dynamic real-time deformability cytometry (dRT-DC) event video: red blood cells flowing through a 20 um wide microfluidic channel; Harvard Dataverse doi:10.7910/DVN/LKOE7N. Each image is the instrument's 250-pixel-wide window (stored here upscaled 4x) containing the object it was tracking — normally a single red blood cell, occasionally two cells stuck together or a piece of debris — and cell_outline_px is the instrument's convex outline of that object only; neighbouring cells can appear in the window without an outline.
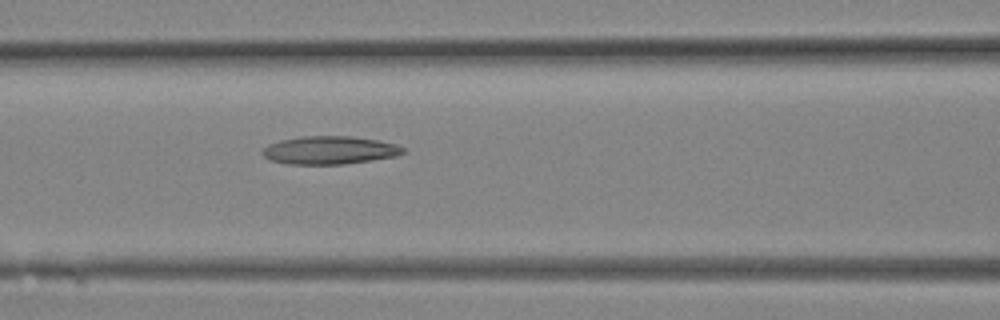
{"species": "Egyptian fruit bat (a non-hibernating species)", "species_latin": "Rousettus aegyptiacus", "temperature_condition": "room temperature", "stored_images_in_passage": 5, "camera_frame_rate_fps": 3000, "um_per_image_px": 0.085, "animal": {"sex": "female"}, "frame": {"image": 1, "passage_image": 5, "time_ms": 1.333, "image_size_px": [1000, 320], "cell_outline_px": [[404, 152], [396, 156], [372, 160], [344, 164], [288, 164], [272, 160], [264, 156], [260, 152], [268, 144], [280, 140], [300, 136], [348, 136], [376, 140], [396, 144], [404, 148]], "centroid_in_image_um": [27.99, 12.76], "position_along_channel_um": 138.6, "area_um2": 22.89}}